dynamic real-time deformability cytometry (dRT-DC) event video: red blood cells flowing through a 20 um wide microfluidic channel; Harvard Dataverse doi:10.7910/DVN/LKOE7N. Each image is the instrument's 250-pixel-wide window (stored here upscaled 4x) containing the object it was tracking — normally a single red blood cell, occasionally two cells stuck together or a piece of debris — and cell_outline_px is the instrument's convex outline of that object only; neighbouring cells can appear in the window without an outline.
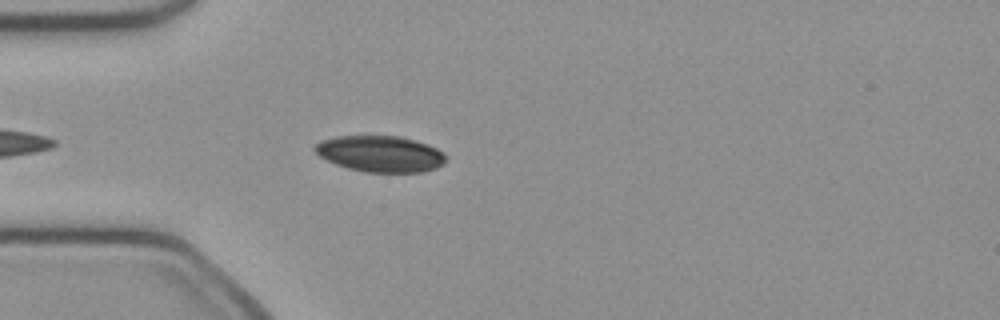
{"species": "common noctule bat (a hibernating species)", "species_latin": "Nyctalus noctula", "temperature_condition": "cold", "stored_images_in_passage": 33, "camera_frame_rate_fps": 3000, "um_per_image_px": 0.085, "animal": {"sex": "female", "body_mass_g": 21.9}, "frame": {"image": 1, "passage_image": 2, "time_ms": 0.333, "image_size_px": [1000, 320], "cell_outline_px": [[440, 160], [404, 168], [368, 168], [348, 164], [320, 152], [320, 148], [324, 144], [344, 140], [396, 140], [416, 144], [428, 148], [436, 152], [440, 156]], "centroid_in_image_um": [32.28, 13.05], "position_along_channel_um": 52.7, "area_um2": 18.67}}
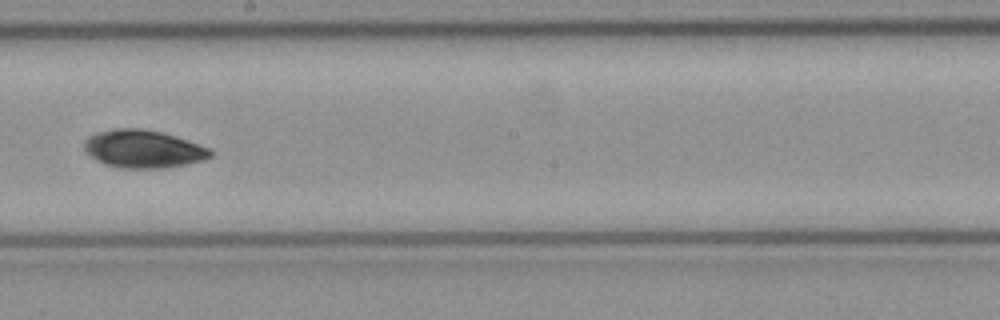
{"frame": {"image": 2, "passage_image": 16, "time_ms": 5.0, "image_size_px": [1000, 320], "cell_outline_px": [[204, 152], [196, 156], [176, 160], [112, 160], [104, 156], [100, 152], [100, 144], [108, 136], [116, 132], [144, 132], [176, 140], [188, 144]], "centroid_in_image_um": [12.34, 12.54], "position_along_channel_um": 235.9, "area_um2": 15.9}}
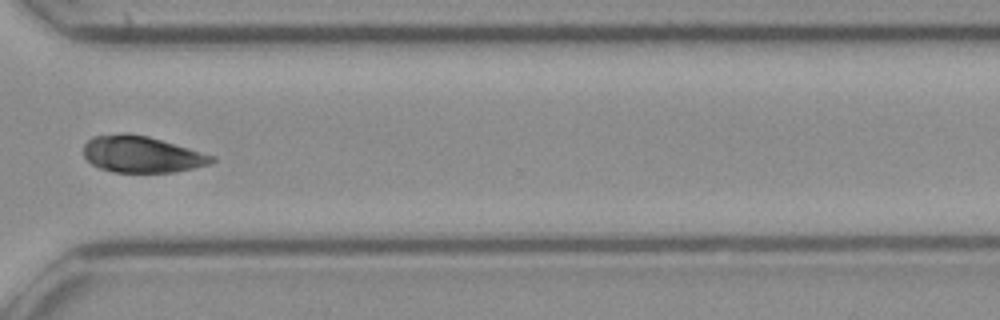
{"frame": {"image": 3, "passage_image": 25, "time_ms": 8.0, "image_size_px": [1000, 320], "cell_outline_px": [[188, 152], [176, 168], [144, 172], [136, 172], [108, 168], [104, 164], [108, 140], [112, 136], [140, 136]], "centroid_in_image_um": [11.99, 13.15], "position_along_channel_um": 358.6, "area_um2": 16.47}}